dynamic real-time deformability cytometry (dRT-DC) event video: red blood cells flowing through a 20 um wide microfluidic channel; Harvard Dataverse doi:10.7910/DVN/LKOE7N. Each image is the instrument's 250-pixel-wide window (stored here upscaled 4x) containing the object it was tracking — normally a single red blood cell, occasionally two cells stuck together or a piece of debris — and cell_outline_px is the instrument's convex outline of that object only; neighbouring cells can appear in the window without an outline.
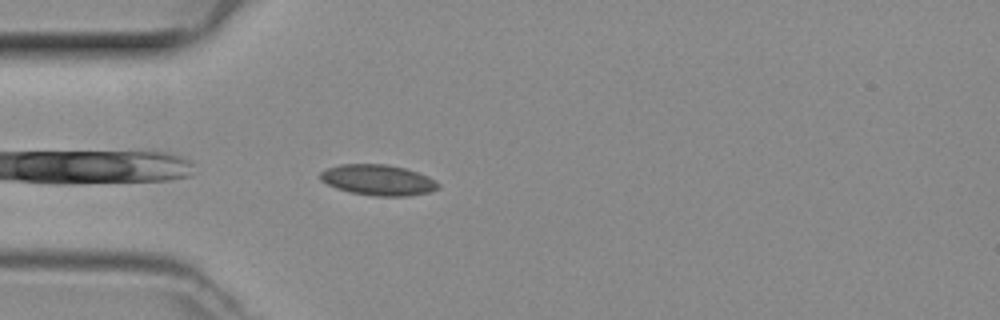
{"species": "common noctule bat (a hibernating species)", "species_latin": "Nyctalus noctula", "temperature_condition": "room temperature", "stored_images_in_passage": 34, "camera_frame_rate_fps": 3000, "um_per_image_px": 0.085, "animal": {"sex": "female", "body_mass_g": 29.2, "forearm_length_mm": 56.3}, "frame": {"image": 1, "passage_image": 2, "time_ms": 0.333, "image_size_px": [1000, 320], "cell_outline_px": [[440, 188], [432, 192], [408, 196], [372, 196], [352, 192], [336, 188], [320, 180], [320, 172], [328, 168], [340, 164], [384, 164], [404, 168], [428, 176], [440, 184]], "centroid_in_image_um": [32.16, 15.31], "position_along_channel_um": 52.8, "area_um2": 21.1}}
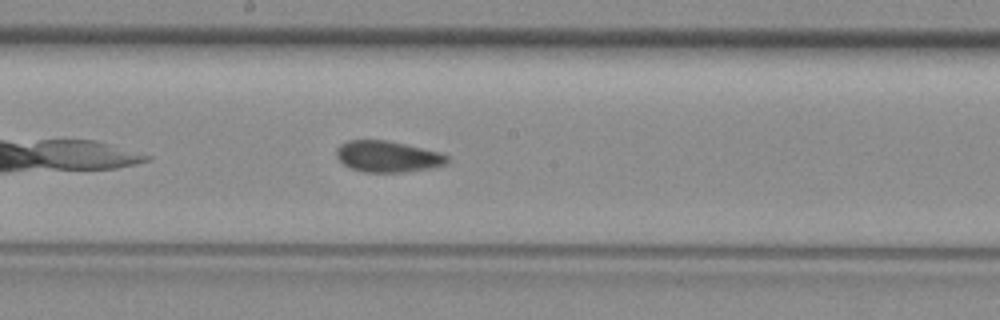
{"frame": {"image": 2, "passage_image": 14, "time_ms": 4.333, "image_size_px": [1000, 320], "cell_outline_px": [[448, 164], [432, 168], [400, 172], [364, 172], [352, 168], [344, 164], [336, 156], [336, 148], [340, 144], [348, 140], [388, 140], [440, 152], [448, 156]], "centroid_in_image_um": [32.96, 13.3], "position_along_channel_um": 215.2, "area_um2": 20.17}}
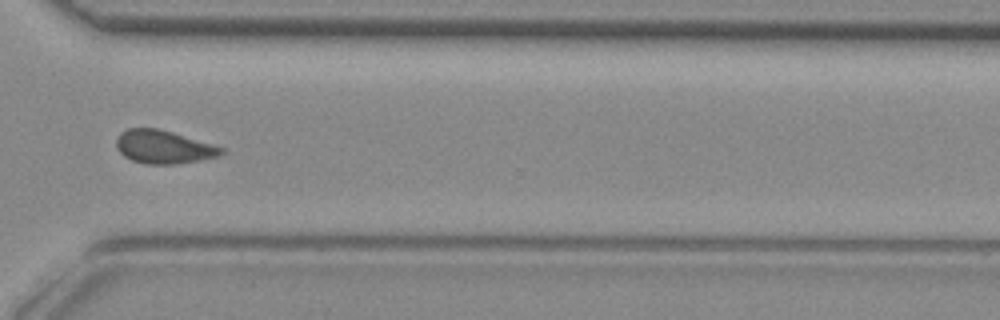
{"frame": {"image": 3, "passage_image": 24, "time_ms": 7.667, "image_size_px": [1000, 320], "cell_outline_px": [[224, 152], [216, 156], [200, 160], [176, 164], [144, 164], [132, 160], [124, 156], [116, 148], [116, 140], [120, 132], [128, 128], [156, 128], [172, 132], [212, 144], [224, 148]], "centroid_in_image_um": [13.86, 12.49], "position_along_channel_um": 356.7, "area_um2": 20.23}}